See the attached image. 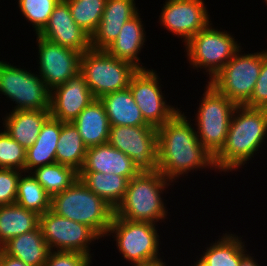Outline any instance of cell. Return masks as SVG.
<instances>
[{
  "label": "cell",
  "instance_id": "obj_1",
  "mask_svg": "<svg viewBox=\"0 0 267 266\" xmlns=\"http://www.w3.org/2000/svg\"><path fill=\"white\" fill-rule=\"evenodd\" d=\"M186 115L180 110L157 128V168L173 184L194 170L216 171L213 155L201 144Z\"/></svg>",
  "mask_w": 267,
  "mask_h": 266
},
{
  "label": "cell",
  "instance_id": "obj_2",
  "mask_svg": "<svg viewBox=\"0 0 267 266\" xmlns=\"http://www.w3.org/2000/svg\"><path fill=\"white\" fill-rule=\"evenodd\" d=\"M266 139L267 109L237 106L230 121L226 142L214 156L216 172L224 174L244 169L245 164H249L248 161L262 151L259 149H263Z\"/></svg>",
  "mask_w": 267,
  "mask_h": 266
},
{
  "label": "cell",
  "instance_id": "obj_3",
  "mask_svg": "<svg viewBox=\"0 0 267 266\" xmlns=\"http://www.w3.org/2000/svg\"><path fill=\"white\" fill-rule=\"evenodd\" d=\"M161 172H139L129 180L122 201L114 209V215L134 222L166 223L169 216L163 194L173 186Z\"/></svg>",
  "mask_w": 267,
  "mask_h": 266
},
{
  "label": "cell",
  "instance_id": "obj_4",
  "mask_svg": "<svg viewBox=\"0 0 267 266\" xmlns=\"http://www.w3.org/2000/svg\"><path fill=\"white\" fill-rule=\"evenodd\" d=\"M51 210L92 228L101 238L107 234L114 209L93 193L79 178L51 198Z\"/></svg>",
  "mask_w": 267,
  "mask_h": 266
},
{
  "label": "cell",
  "instance_id": "obj_5",
  "mask_svg": "<svg viewBox=\"0 0 267 266\" xmlns=\"http://www.w3.org/2000/svg\"><path fill=\"white\" fill-rule=\"evenodd\" d=\"M158 225L150 222H134L113 215L105 237L112 235L116 249L132 266H147L160 263L161 235ZM160 240V241H159ZM160 248V249H159Z\"/></svg>",
  "mask_w": 267,
  "mask_h": 266
},
{
  "label": "cell",
  "instance_id": "obj_6",
  "mask_svg": "<svg viewBox=\"0 0 267 266\" xmlns=\"http://www.w3.org/2000/svg\"><path fill=\"white\" fill-rule=\"evenodd\" d=\"M213 26L211 22L183 46L189 67L197 72L204 68L201 71L209 78L205 82H209L242 47L230 32Z\"/></svg>",
  "mask_w": 267,
  "mask_h": 266
},
{
  "label": "cell",
  "instance_id": "obj_7",
  "mask_svg": "<svg viewBox=\"0 0 267 266\" xmlns=\"http://www.w3.org/2000/svg\"><path fill=\"white\" fill-rule=\"evenodd\" d=\"M203 96V97H202ZM194 125L201 144L213 155L222 149L226 142L230 121L237 105L221 94L213 85L207 82Z\"/></svg>",
  "mask_w": 267,
  "mask_h": 266
},
{
  "label": "cell",
  "instance_id": "obj_8",
  "mask_svg": "<svg viewBox=\"0 0 267 266\" xmlns=\"http://www.w3.org/2000/svg\"><path fill=\"white\" fill-rule=\"evenodd\" d=\"M137 70L131 63L113 57L106 50L91 48L81 56L80 74L95 99L128 88Z\"/></svg>",
  "mask_w": 267,
  "mask_h": 266
},
{
  "label": "cell",
  "instance_id": "obj_9",
  "mask_svg": "<svg viewBox=\"0 0 267 266\" xmlns=\"http://www.w3.org/2000/svg\"><path fill=\"white\" fill-rule=\"evenodd\" d=\"M242 50L241 47L209 81L237 106H244L250 100L263 62V50L254 53Z\"/></svg>",
  "mask_w": 267,
  "mask_h": 266
},
{
  "label": "cell",
  "instance_id": "obj_10",
  "mask_svg": "<svg viewBox=\"0 0 267 266\" xmlns=\"http://www.w3.org/2000/svg\"><path fill=\"white\" fill-rule=\"evenodd\" d=\"M36 73L0 60V94L16 104L10 111L50 110L51 91Z\"/></svg>",
  "mask_w": 267,
  "mask_h": 266
},
{
  "label": "cell",
  "instance_id": "obj_11",
  "mask_svg": "<svg viewBox=\"0 0 267 266\" xmlns=\"http://www.w3.org/2000/svg\"><path fill=\"white\" fill-rule=\"evenodd\" d=\"M39 227L51 251L79 252L91 260V245L102 239L87 225L62 217L51 209L40 215Z\"/></svg>",
  "mask_w": 267,
  "mask_h": 266
},
{
  "label": "cell",
  "instance_id": "obj_12",
  "mask_svg": "<svg viewBox=\"0 0 267 266\" xmlns=\"http://www.w3.org/2000/svg\"><path fill=\"white\" fill-rule=\"evenodd\" d=\"M160 80L162 79L156 70L147 68L138 69L129 82V88L144 120L155 128L171 120L180 111V108L168 104Z\"/></svg>",
  "mask_w": 267,
  "mask_h": 266
},
{
  "label": "cell",
  "instance_id": "obj_13",
  "mask_svg": "<svg viewBox=\"0 0 267 266\" xmlns=\"http://www.w3.org/2000/svg\"><path fill=\"white\" fill-rule=\"evenodd\" d=\"M108 143L132 159L139 172L157 171V128L110 126Z\"/></svg>",
  "mask_w": 267,
  "mask_h": 266
},
{
  "label": "cell",
  "instance_id": "obj_14",
  "mask_svg": "<svg viewBox=\"0 0 267 266\" xmlns=\"http://www.w3.org/2000/svg\"><path fill=\"white\" fill-rule=\"evenodd\" d=\"M38 74L50 91L80 73L82 53L36 34Z\"/></svg>",
  "mask_w": 267,
  "mask_h": 266
},
{
  "label": "cell",
  "instance_id": "obj_15",
  "mask_svg": "<svg viewBox=\"0 0 267 266\" xmlns=\"http://www.w3.org/2000/svg\"><path fill=\"white\" fill-rule=\"evenodd\" d=\"M164 3L159 23L183 39V45L212 22L204 0H165Z\"/></svg>",
  "mask_w": 267,
  "mask_h": 266
},
{
  "label": "cell",
  "instance_id": "obj_16",
  "mask_svg": "<svg viewBox=\"0 0 267 266\" xmlns=\"http://www.w3.org/2000/svg\"><path fill=\"white\" fill-rule=\"evenodd\" d=\"M38 35L82 54L91 49V36L74 21L65 0L55 6L47 25Z\"/></svg>",
  "mask_w": 267,
  "mask_h": 266
},
{
  "label": "cell",
  "instance_id": "obj_17",
  "mask_svg": "<svg viewBox=\"0 0 267 266\" xmlns=\"http://www.w3.org/2000/svg\"><path fill=\"white\" fill-rule=\"evenodd\" d=\"M94 99L79 73L51 91L50 115L61 122H73Z\"/></svg>",
  "mask_w": 267,
  "mask_h": 266
},
{
  "label": "cell",
  "instance_id": "obj_18",
  "mask_svg": "<svg viewBox=\"0 0 267 266\" xmlns=\"http://www.w3.org/2000/svg\"><path fill=\"white\" fill-rule=\"evenodd\" d=\"M136 0H106L105 9L96 31L91 36V48L105 50L119 35L125 22L140 11Z\"/></svg>",
  "mask_w": 267,
  "mask_h": 266
},
{
  "label": "cell",
  "instance_id": "obj_19",
  "mask_svg": "<svg viewBox=\"0 0 267 266\" xmlns=\"http://www.w3.org/2000/svg\"><path fill=\"white\" fill-rule=\"evenodd\" d=\"M79 172L112 173L127 177L129 180L139 173L132 159L109 143L87 148Z\"/></svg>",
  "mask_w": 267,
  "mask_h": 266
},
{
  "label": "cell",
  "instance_id": "obj_20",
  "mask_svg": "<svg viewBox=\"0 0 267 266\" xmlns=\"http://www.w3.org/2000/svg\"><path fill=\"white\" fill-rule=\"evenodd\" d=\"M140 17L141 14L138 13L125 22L118 37L105 50L113 57L131 63L137 69H147L139 57L147 41V33Z\"/></svg>",
  "mask_w": 267,
  "mask_h": 266
},
{
  "label": "cell",
  "instance_id": "obj_21",
  "mask_svg": "<svg viewBox=\"0 0 267 266\" xmlns=\"http://www.w3.org/2000/svg\"><path fill=\"white\" fill-rule=\"evenodd\" d=\"M3 116L5 131L27 150L36 142L43 124L51 115L50 110H19Z\"/></svg>",
  "mask_w": 267,
  "mask_h": 266
},
{
  "label": "cell",
  "instance_id": "obj_22",
  "mask_svg": "<svg viewBox=\"0 0 267 266\" xmlns=\"http://www.w3.org/2000/svg\"><path fill=\"white\" fill-rule=\"evenodd\" d=\"M72 123L87 148L108 143L110 124L100 99H94Z\"/></svg>",
  "mask_w": 267,
  "mask_h": 266
},
{
  "label": "cell",
  "instance_id": "obj_23",
  "mask_svg": "<svg viewBox=\"0 0 267 266\" xmlns=\"http://www.w3.org/2000/svg\"><path fill=\"white\" fill-rule=\"evenodd\" d=\"M61 133V121L49 117L43 124L36 142L26 150L24 171L56 163V148Z\"/></svg>",
  "mask_w": 267,
  "mask_h": 266
},
{
  "label": "cell",
  "instance_id": "obj_24",
  "mask_svg": "<svg viewBox=\"0 0 267 266\" xmlns=\"http://www.w3.org/2000/svg\"><path fill=\"white\" fill-rule=\"evenodd\" d=\"M0 249L6 255L22 260L28 266H43L51 252L40 227L14 237Z\"/></svg>",
  "mask_w": 267,
  "mask_h": 266
},
{
  "label": "cell",
  "instance_id": "obj_25",
  "mask_svg": "<svg viewBox=\"0 0 267 266\" xmlns=\"http://www.w3.org/2000/svg\"><path fill=\"white\" fill-rule=\"evenodd\" d=\"M100 101L105 107L110 126L149 125L144 120L129 87L105 94Z\"/></svg>",
  "mask_w": 267,
  "mask_h": 266
},
{
  "label": "cell",
  "instance_id": "obj_26",
  "mask_svg": "<svg viewBox=\"0 0 267 266\" xmlns=\"http://www.w3.org/2000/svg\"><path fill=\"white\" fill-rule=\"evenodd\" d=\"M246 241L235 233H223L215 242L208 244L205 251L197 257L205 260L209 266H240L242 257L249 251Z\"/></svg>",
  "mask_w": 267,
  "mask_h": 266
},
{
  "label": "cell",
  "instance_id": "obj_27",
  "mask_svg": "<svg viewBox=\"0 0 267 266\" xmlns=\"http://www.w3.org/2000/svg\"><path fill=\"white\" fill-rule=\"evenodd\" d=\"M40 215L14 203L0 206V248L9 240L39 227Z\"/></svg>",
  "mask_w": 267,
  "mask_h": 266
},
{
  "label": "cell",
  "instance_id": "obj_28",
  "mask_svg": "<svg viewBox=\"0 0 267 266\" xmlns=\"http://www.w3.org/2000/svg\"><path fill=\"white\" fill-rule=\"evenodd\" d=\"M79 179L113 209L122 201L129 179L112 173L79 172Z\"/></svg>",
  "mask_w": 267,
  "mask_h": 266
},
{
  "label": "cell",
  "instance_id": "obj_29",
  "mask_svg": "<svg viewBox=\"0 0 267 266\" xmlns=\"http://www.w3.org/2000/svg\"><path fill=\"white\" fill-rule=\"evenodd\" d=\"M87 147L82 141L78 129L72 122H61V133L56 148V163L81 170Z\"/></svg>",
  "mask_w": 267,
  "mask_h": 266
},
{
  "label": "cell",
  "instance_id": "obj_30",
  "mask_svg": "<svg viewBox=\"0 0 267 266\" xmlns=\"http://www.w3.org/2000/svg\"><path fill=\"white\" fill-rule=\"evenodd\" d=\"M31 174L51 198L69 188L79 178L77 171L60 163L35 168Z\"/></svg>",
  "mask_w": 267,
  "mask_h": 266
},
{
  "label": "cell",
  "instance_id": "obj_31",
  "mask_svg": "<svg viewBox=\"0 0 267 266\" xmlns=\"http://www.w3.org/2000/svg\"><path fill=\"white\" fill-rule=\"evenodd\" d=\"M16 204L41 215L51 209V197L36 181L31 172L26 174L23 171L18 183Z\"/></svg>",
  "mask_w": 267,
  "mask_h": 266
},
{
  "label": "cell",
  "instance_id": "obj_32",
  "mask_svg": "<svg viewBox=\"0 0 267 266\" xmlns=\"http://www.w3.org/2000/svg\"><path fill=\"white\" fill-rule=\"evenodd\" d=\"M74 21L90 36L96 31L106 0H65Z\"/></svg>",
  "mask_w": 267,
  "mask_h": 266
},
{
  "label": "cell",
  "instance_id": "obj_33",
  "mask_svg": "<svg viewBox=\"0 0 267 266\" xmlns=\"http://www.w3.org/2000/svg\"><path fill=\"white\" fill-rule=\"evenodd\" d=\"M60 0H18V8L24 19L34 28L35 35L47 25Z\"/></svg>",
  "mask_w": 267,
  "mask_h": 266
},
{
  "label": "cell",
  "instance_id": "obj_34",
  "mask_svg": "<svg viewBox=\"0 0 267 266\" xmlns=\"http://www.w3.org/2000/svg\"><path fill=\"white\" fill-rule=\"evenodd\" d=\"M26 149L12 139L5 131H0V168L24 171Z\"/></svg>",
  "mask_w": 267,
  "mask_h": 266
},
{
  "label": "cell",
  "instance_id": "obj_35",
  "mask_svg": "<svg viewBox=\"0 0 267 266\" xmlns=\"http://www.w3.org/2000/svg\"><path fill=\"white\" fill-rule=\"evenodd\" d=\"M23 171L0 168V206L16 203L18 183Z\"/></svg>",
  "mask_w": 267,
  "mask_h": 266
},
{
  "label": "cell",
  "instance_id": "obj_36",
  "mask_svg": "<svg viewBox=\"0 0 267 266\" xmlns=\"http://www.w3.org/2000/svg\"><path fill=\"white\" fill-rule=\"evenodd\" d=\"M249 108L267 109V49L263 50L260 75L250 100L244 105Z\"/></svg>",
  "mask_w": 267,
  "mask_h": 266
},
{
  "label": "cell",
  "instance_id": "obj_37",
  "mask_svg": "<svg viewBox=\"0 0 267 266\" xmlns=\"http://www.w3.org/2000/svg\"><path fill=\"white\" fill-rule=\"evenodd\" d=\"M92 260L79 252L51 251L43 266H91Z\"/></svg>",
  "mask_w": 267,
  "mask_h": 266
},
{
  "label": "cell",
  "instance_id": "obj_38",
  "mask_svg": "<svg viewBox=\"0 0 267 266\" xmlns=\"http://www.w3.org/2000/svg\"><path fill=\"white\" fill-rule=\"evenodd\" d=\"M0 266H28L22 260L6 255L0 249Z\"/></svg>",
  "mask_w": 267,
  "mask_h": 266
},
{
  "label": "cell",
  "instance_id": "obj_39",
  "mask_svg": "<svg viewBox=\"0 0 267 266\" xmlns=\"http://www.w3.org/2000/svg\"><path fill=\"white\" fill-rule=\"evenodd\" d=\"M255 256H252V254L247 252L240 261V266H261V264H258L257 258H254Z\"/></svg>",
  "mask_w": 267,
  "mask_h": 266
},
{
  "label": "cell",
  "instance_id": "obj_40",
  "mask_svg": "<svg viewBox=\"0 0 267 266\" xmlns=\"http://www.w3.org/2000/svg\"><path fill=\"white\" fill-rule=\"evenodd\" d=\"M192 266H209L208 263L203 260L201 257L197 258L196 262Z\"/></svg>",
  "mask_w": 267,
  "mask_h": 266
},
{
  "label": "cell",
  "instance_id": "obj_41",
  "mask_svg": "<svg viewBox=\"0 0 267 266\" xmlns=\"http://www.w3.org/2000/svg\"><path fill=\"white\" fill-rule=\"evenodd\" d=\"M166 265H168V264L165 261H162L160 263H156V264H153V265H147V266H166Z\"/></svg>",
  "mask_w": 267,
  "mask_h": 266
}]
</instances>
